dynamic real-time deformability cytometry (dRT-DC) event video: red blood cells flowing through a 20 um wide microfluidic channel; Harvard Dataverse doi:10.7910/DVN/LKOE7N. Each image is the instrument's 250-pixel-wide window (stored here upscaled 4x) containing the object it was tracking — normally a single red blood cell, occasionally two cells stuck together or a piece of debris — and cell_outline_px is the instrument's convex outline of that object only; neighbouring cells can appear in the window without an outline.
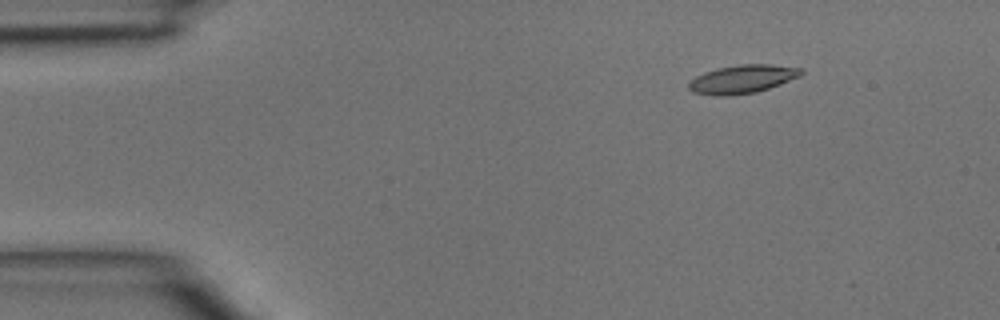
{"species": "common noctule bat (a hibernating species)", "species_latin": "Nyctalus noctula", "temperature_condition": "room temperature", "stored_images_in_passage": 5, "segment_of_instrument_passage": [1, 2], "camera_frame_rate_fps": 3000, "um_per_image_px": 0.085, "animal": {"sex": "male", "body_mass_g": 15.6}, "frame": {"image": 1, "passage_image": 2, "time_ms": 0.333, "image_size_px": [1000, 320], "cell_outline_px": [[804, 72], [800, 76], [780, 84], [756, 92], [728, 96], [720, 96], [692, 92], [688, 88], [688, 84], [696, 76], [704, 72], [716, 68], [740, 64], [772, 64], [804, 68]], "centroid_in_image_um": [63.12, 6.71], "position_along_channel_um": 21.9, "area_um2": 18.67}}